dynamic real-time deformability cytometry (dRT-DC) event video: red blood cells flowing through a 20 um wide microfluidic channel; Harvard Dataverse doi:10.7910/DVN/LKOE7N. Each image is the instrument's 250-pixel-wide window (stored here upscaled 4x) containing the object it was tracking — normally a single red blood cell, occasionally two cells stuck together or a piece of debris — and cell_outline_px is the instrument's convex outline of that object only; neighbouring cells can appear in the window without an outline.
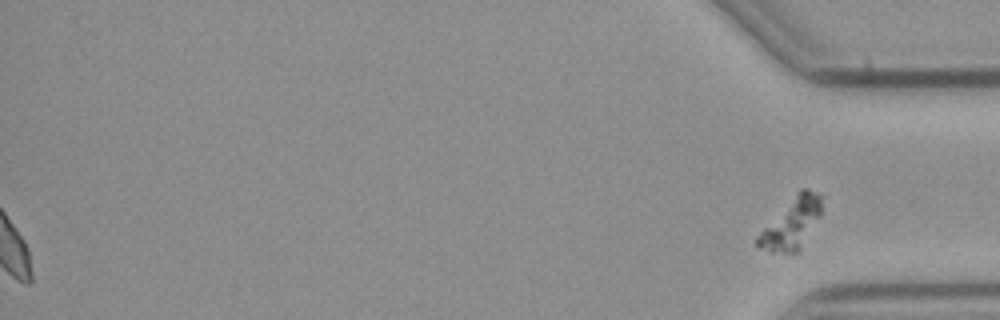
{"species": "common noctule bat (a hibernating species)", "species_latin": "Nyctalus noctula", "temperature_condition": "cold", "stored_images_in_passage": 47, "segment_of_instrument_passage": [2, 2], "camera_frame_rate_fps": 3000, "um_per_image_px": 0.085, "animal": {"sex": "male", "body_mass_g": 23.1, "forearm_length_mm": 52.7}, "frame": {"image": 1, "passage_image": 47, "time_ms": 15.333, "image_size_px": [1000, 320], "cell_outline_px": [[824, 196], [820, 216], [800, 248], [796, 252], [772, 252], [756, 244], [756, 236], [800, 188], [808, 188]], "centroid_in_image_um": [67.33, 18.93], "position_along_channel_um": 367.9, "area_um2": 18.61}}